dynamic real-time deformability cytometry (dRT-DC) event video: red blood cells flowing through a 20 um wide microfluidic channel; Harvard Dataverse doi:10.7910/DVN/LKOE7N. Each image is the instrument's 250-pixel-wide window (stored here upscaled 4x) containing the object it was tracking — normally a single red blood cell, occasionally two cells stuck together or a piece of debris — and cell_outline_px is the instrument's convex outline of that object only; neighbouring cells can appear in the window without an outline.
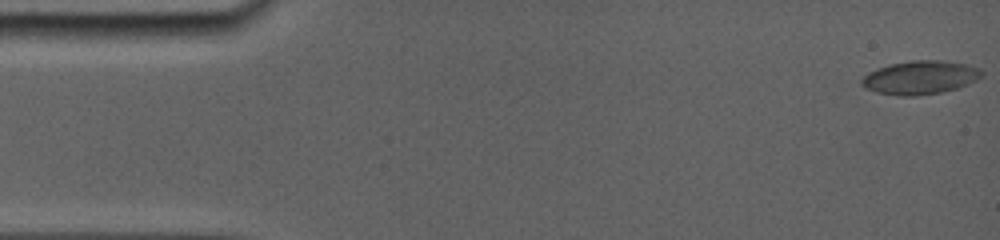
{"species": "common noctule bat (a hibernating species)", "species_latin": "Nyctalus noctula", "temperature_condition": "room temperature", "stored_images_in_passage": 83, "camera_frame_rate_fps": 5000, "um_per_image_px": 0.085, "animal": {"sex": "female", "body_mass_g": 19.0, "forearm_length_mm": 56.7}, "frame": {"image": 1, "passage_image": 1, "time_ms": 0.0, "image_size_px": [1000, 240], "cell_outline_px": [[984, 72], [976, 80], [956, 88], [940, 92], [912, 96], [900, 96], [876, 92], [864, 88], [860, 84], [860, 80], [868, 72], [876, 68], [888, 64], [912, 60], [944, 60], [964, 64], [980, 68]], "centroid_in_image_um": [78.15, 6.58], "position_along_channel_um": 6.8, "area_um2": 23.47}}
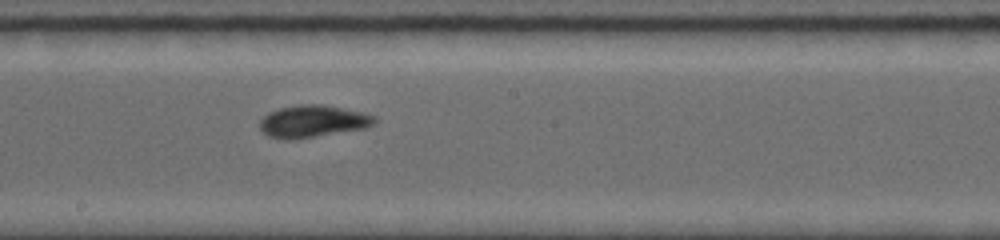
{"frame": {"image": 2, "passage_image": 46, "time_ms": 9.0, "image_size_px": [1000, 240], "cell_outline_px": [[376, 120], [372, 124], [364, 128], [288, 140], [268, 136], [260, 128], [260, 120], [268, 112], [280, 108], [300, 104], [324, 104], [364, 112], [376, 116]], "centroid_in_image_um": [26.58, 10.29], "position_along_channel_um": 221.6, "area_um2": 21.27}}
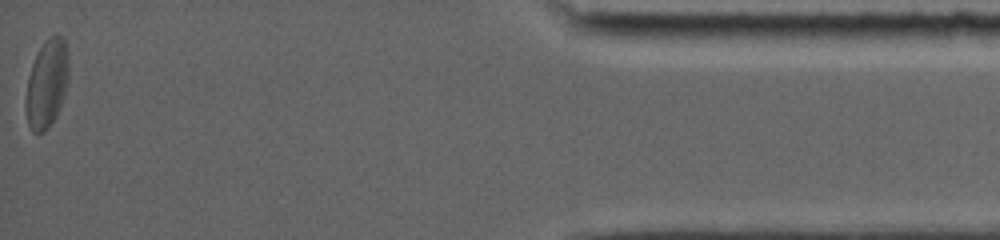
{"frame": {"image": 3, "passage_image": 83, "time_ms": 16.4, "image_size_px": [1000, 240], "cell_outline_px": [[68, 80], [56, 116], [48, 128], [44, 132], [32, 132], [28, 124], [24, 108], [24, 100], [28, 76], [32, 64], [44, 40], [56, 32], [64, 40], [68, 52]], "centroid_in_image_um": [3.95, 7.1], "position_along_channel_um": 431.2, "area_um2": 22.2}, "authors_computed_cell_mechanics": {"area_um2": 21.1548, "velocity_mm_per_s": 3.7816, "shape_relaxation_time_tau1_ms": 3.5429, "shape_relaxation_time_tau2_ms": 3.6819, "deformation_change_tau1": 0.1369, "deformation_change_tau2": 0.0745}}